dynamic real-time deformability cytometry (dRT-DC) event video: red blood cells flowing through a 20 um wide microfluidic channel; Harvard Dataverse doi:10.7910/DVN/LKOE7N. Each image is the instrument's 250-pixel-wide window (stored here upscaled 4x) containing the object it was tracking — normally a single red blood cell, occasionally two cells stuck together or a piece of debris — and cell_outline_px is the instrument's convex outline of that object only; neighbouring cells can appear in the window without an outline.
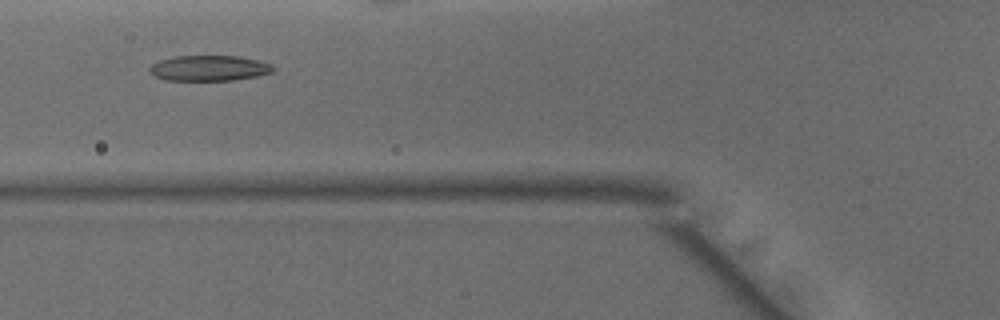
{"species": "common noctule bat (a hibernating species)", "species_latin": "Nyctalus noctula", "temperature_condition": "warm", "stored_images_in_passage": 39, "camera_frame_rate_fps": 3000, "um_per_image_px": 0.085, "animal": {"sex": "male", "body_mass_g": 15.6}, "frame": {"image": 1, "passage_image": 9, "time_ms": 2.667, "image_size_px": [1000, 320], "cell_outline_px": [[276, 68], [272, 72], [256, 76], [232, 80], [168, 80], [156, 76], [148, 72], [148, 68], [152, 64], [160, 60], [176, 56], [240, 56], [272, 64]], "centroid_in_image_um": [17.78, 5.79], "position_along_channel_um": 108.0, "area_um2": 18.26}}
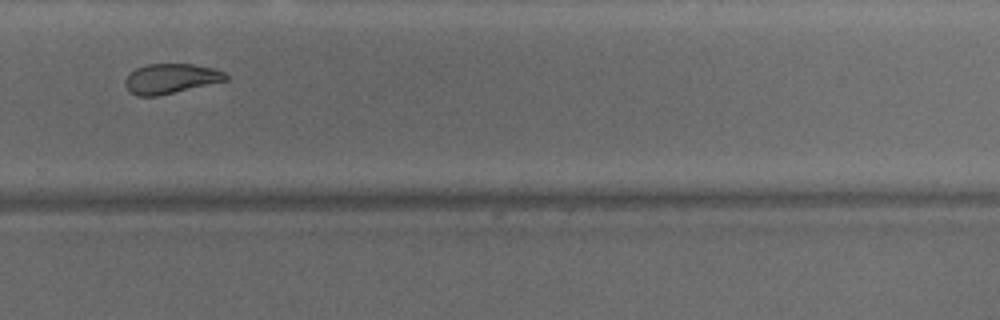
{"frame": {"image": 2, "passage_image": 24, "time_ms": 7.667, "image_size_px": [1000, 320], "cell_outline_px": [[228, 80], [156, 96], [136, 96], [124, 84], [124, 80], [136, 68], [148, 64], [192, 64], [212, 68], [224, 72], [228, 76]], "centroid_in_image_um": [14.52, 6.68], "position_along_channel_um": 315.3, "area_um2": 17.22}}
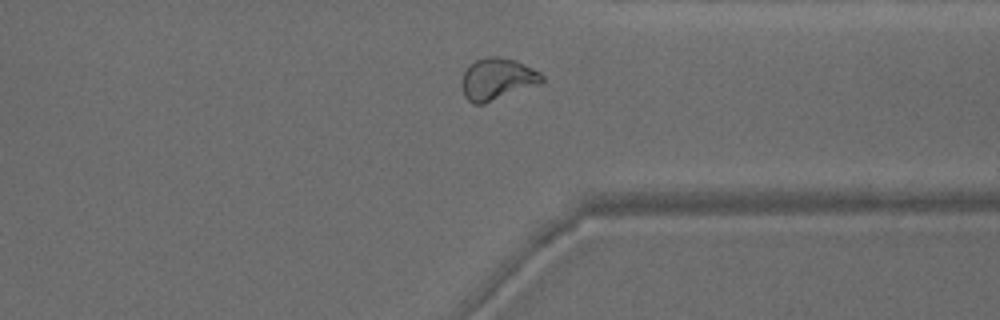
{"frame": {"image": 3, "passage_image": 28, "time_ms": 9.0, "image_size_px": [1000, 320], "cell_outline_px": [[544, 80], [540, 84], [484, 104], [472, 104], [464, 96], [464, 72], [476, 60], [484, 56], [496, 56], [516, 60], [540, 72], [544, 76]], "centroid_in_image_um": [42.31, 6.72], "position_along_channel_um": 369.1, "area_um2": 19.31}, "authors_computed_cell_mechanics": {"area_um2": 19.1318, "velocity_mm_per_s": 4.1472, "shape_relaxation_time_tau1_ms": null, "shape_relaxation_time_tau2_ms": 2.0551, "deformation_change_tau1": null, "deformation_change_tau2": 0.0897}}